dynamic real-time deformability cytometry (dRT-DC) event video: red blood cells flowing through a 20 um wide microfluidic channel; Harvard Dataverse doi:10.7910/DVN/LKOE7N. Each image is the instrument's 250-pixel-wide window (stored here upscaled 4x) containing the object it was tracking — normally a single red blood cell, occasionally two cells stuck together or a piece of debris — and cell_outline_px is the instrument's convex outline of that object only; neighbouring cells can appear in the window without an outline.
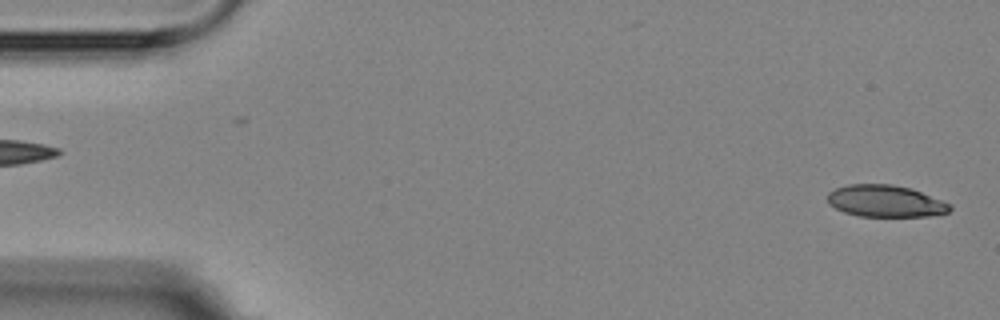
{"species": "Egyptian fruit bat (a non-hibernating species)", "species_latin": "Rousettus aegyptiacus", "temperature_condition": "room temperature", "stored_images_in_passage": 2, "segment_of_instrument_passage": [2, 2], "camera_frame_rate_fps": 3000, "um_per_image_px": 0.085, "animal": {"sex": "female"}, "frame": {"image": 1, "passage_image": 2, "time_ms": 1.333, "image_size_px": [1000, 320], "cell_outline_px": [[952, 208], [948, 212], [928, 216], [860, 216], [844, 212], [828, 204], [828, 192], [836, 188], [848, 184], [892, 184], [912, 188], [952, 204]], "centroid_in_image_um": [75.27, 17.08], "position_along_channel_um": 9.7, "area_um2": 22.77}}